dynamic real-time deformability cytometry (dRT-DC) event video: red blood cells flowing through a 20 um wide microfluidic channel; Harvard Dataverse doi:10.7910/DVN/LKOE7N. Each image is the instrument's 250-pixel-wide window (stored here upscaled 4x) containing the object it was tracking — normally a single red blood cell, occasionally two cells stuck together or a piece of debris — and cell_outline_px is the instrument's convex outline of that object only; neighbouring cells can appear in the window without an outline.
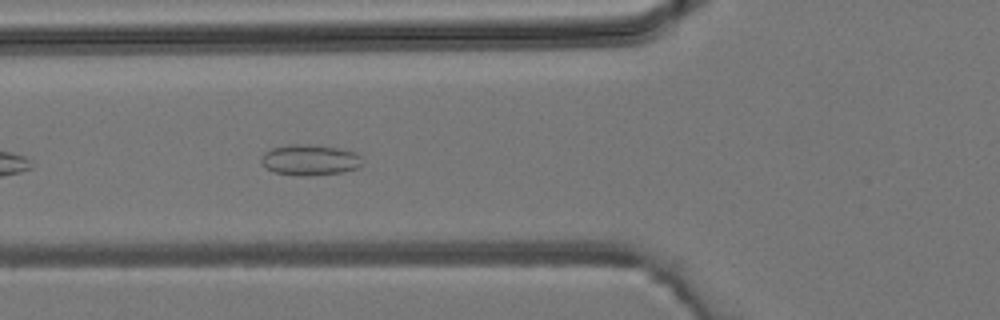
{"species": "common noctule bat (a hibernating species)", "species_latin": "Nyctalus noctula", "temperature_condition": "room temperature", "stored_images_in_passage": 11, "camera_frame_rate_fps": 3000, "um_per_image_px": 0.085, "animal": {"sex": "male", "body_mass_g": 19.2, "forearm_length_mm": 51.8}, "frame": {"image": 1, "passage_image": 5, "time_ms": 1.333, "image_size_px": [1000, 320], "cell_outline_px": [[364, 164], [360, 168], [340, 172], [308, 176], [300, 176], [276, 172], [268, 168], [260, 160], [260, 156], [264, 152], [272, 148], [288, 144], [312, 144], [336, 148], [356, 152], [360, 156]], "centroid_in_image_um": [26.36, 13.58], "position_along_channel_um": 99.4, "area_um2": 18.21}}
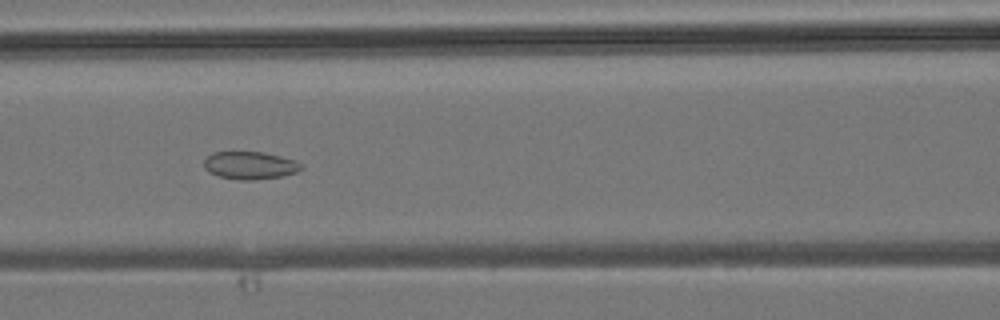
{"frame": {"image": 2, "passage_image": 8, "time_ms": 2.333, "image_size_px": [1000, 320], "cell_outline_px": [[304, 168], [296, 172], [284, 176], [252, 180], [240, 180], [216, 176], [208, 172], [204, 168], [204, 160], [212, 152], [260, 152], [280, 156], [296, 160]], "centroid_in_image_um": [21.23, 14.07], "position_along_channel_um": 145.4, "area_um2": 15.78}}